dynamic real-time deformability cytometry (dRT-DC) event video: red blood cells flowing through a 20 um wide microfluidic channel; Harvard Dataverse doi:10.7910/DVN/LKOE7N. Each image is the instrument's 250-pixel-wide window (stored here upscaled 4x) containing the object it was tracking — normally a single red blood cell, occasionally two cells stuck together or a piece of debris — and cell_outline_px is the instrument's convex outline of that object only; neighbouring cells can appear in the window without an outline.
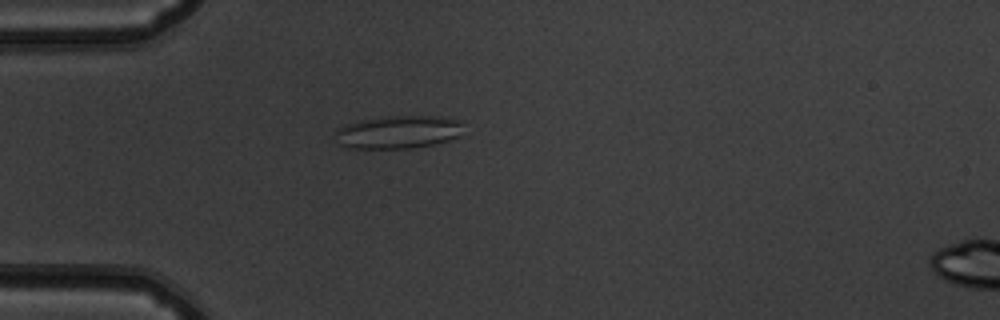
{"species": "common noctule bat (a hibernating species)", "species_latin": "Nyctalus noctula", "temperature_condition": "warm", "stored_images_in_passage": 52, "camera_frame_rate_fps": 3000, "um_per_image_px": 0.085, "animal": {"sex": "male", "body_mass_g": 19.5, "forearm_length_mm": 54.6}, "frame": {"image": 1, "passage_image": 15, "time_ms": 4.667, "image_size_px": [1000, 320], "cell_outline_px": [[464, 120], [460, 136], [448, 140], [432, 144], [412, 148], [348, 148], [340, 144], [336, 132], [336, 128], [344, 124], [360, 120], [388, 116], [436, 116]], "centroid_in_image_um": [33.88, 11.21], "position_along_channel_um": 51.1, "area_um2": 24.68}}
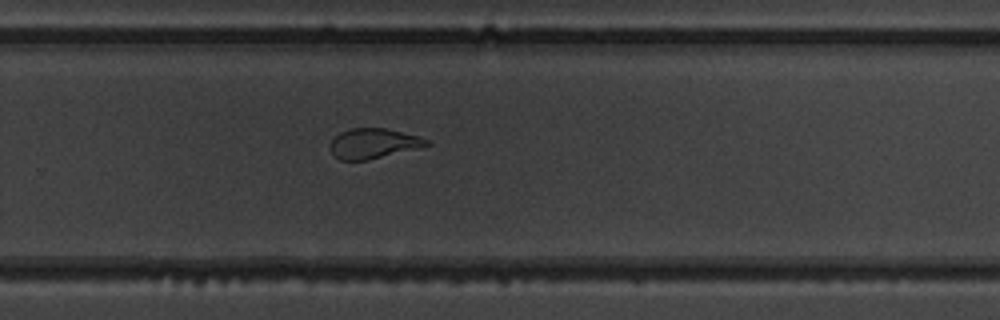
{"frame": {"image": 2, "passage_image": 35, "time_ms": 11.333, "image_size_px": [1000, 320], "cell_outline_px": [[432, 144], [420, 148], [368, 160], [340, 160], [332, 152], [332, 140], [340, 132], [352, 128], [384, 128], [420, 136], [428, 140]], "centroid_in_image_um": [31.8, 12.19], "position_along_channel_um": 298.0, "area_um2": 16.76}}
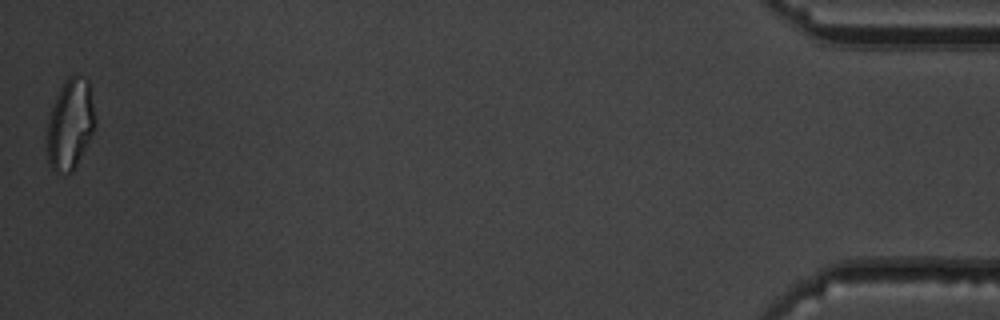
{"frame": {"image": 3, "passage_image": 52, "time_ms": 17.0, "image_size_px": [1000, 320], "cell_outline_px": [[96, 124], [72, 172], [64, 176], [60, 176], [52, 172], [48, 164], [48, 120], [56, 96], [64, 80], [68, 76], [76, 72], [84, 76], [88, 80], [96, 120]], "centroid_in_image_um": [5.96, 10.56], "position_along_channel_um": 429.2, "area_um2": 25.55}, "authors_computed_cell_mechanics": {"area_um2": 21.3571, "velocity_mm_per_s": 3.8958, "shape_relaxation_time_tau1_ms": null, "shape_relaxation_time_tau2_ms": 1.1561, "deformation_change_tau1": null, "deformation_change_tau2": 0.0967}}